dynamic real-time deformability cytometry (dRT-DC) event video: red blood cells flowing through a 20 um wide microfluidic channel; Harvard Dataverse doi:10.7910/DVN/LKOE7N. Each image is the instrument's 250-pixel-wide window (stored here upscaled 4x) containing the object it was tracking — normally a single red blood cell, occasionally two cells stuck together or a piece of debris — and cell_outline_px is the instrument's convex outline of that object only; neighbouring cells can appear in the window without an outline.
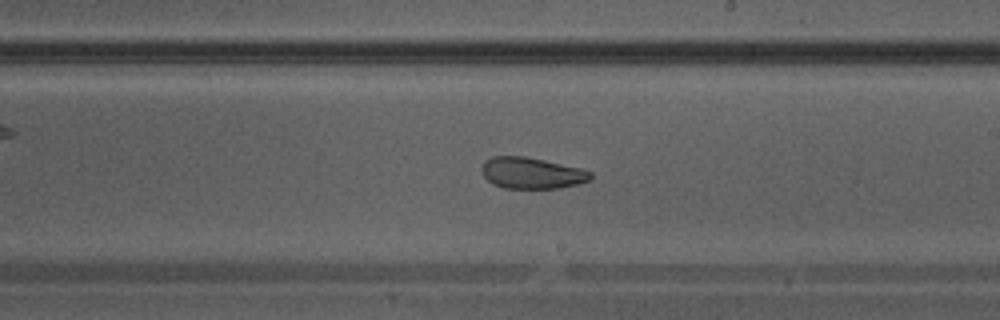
{"species": "Egyptian fruit bat (a non-hibernating species)", "species_latin": "Rousettus aegyptiacus", "temperature_condition": "warm", "stored_images_in_passage": 29, "camera_frame_rate_fps": 3000, "um_per_image_px": 0.085, "animal": {"sex": "male"}, "frame": {"image": 1, "passage_image": 13, "time_ms": 4.0, "image_size_px": [1000, 320], "cell_outline_px": [[592, 176], [588, 180], [576, 184], [560, 188], [504, 188], [492, 184], [480, 172], [480, 168], [484, 160], [492, 156], [524, 156], [544, 160], [580, 168], [592, 172]], "centroid_in_image_um": [45.13, 14.7], "position_along_channel_um": 243.9, "area_um2": 19.88}}